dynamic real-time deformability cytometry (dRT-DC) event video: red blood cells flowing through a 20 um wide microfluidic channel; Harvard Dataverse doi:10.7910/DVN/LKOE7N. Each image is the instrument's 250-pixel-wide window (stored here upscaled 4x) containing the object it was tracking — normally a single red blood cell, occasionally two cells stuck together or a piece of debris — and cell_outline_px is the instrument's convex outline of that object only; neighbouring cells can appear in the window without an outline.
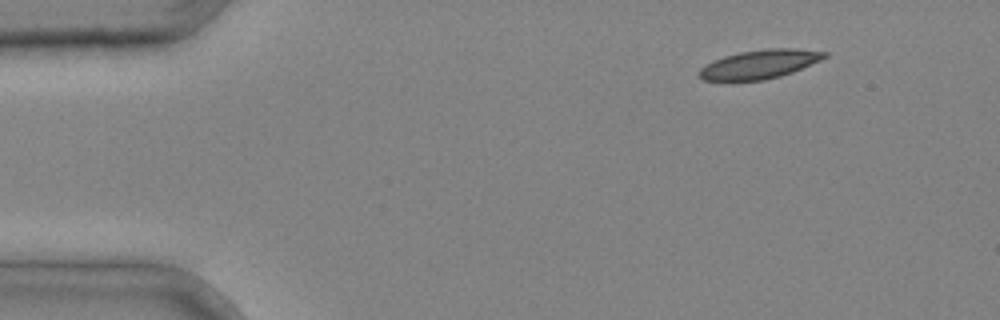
{"species": "common noctule bat (a hibernating species)", "species_latin": "Nyctalus noctula", "temperature_condition": "cold", "stored_images_in_passage": 2, "camera_frame_rate_fps": 3000, "um_per_image_px": 0.085, "animal": {"sex": "male", "body_mass_g": 20.4}, "frame": {"image": 1, "passage_image": 2, "time_ms": 0.333, "image_size_px": [1000, 320], "cell_outline_px": [[828, 56], [820, 60], [792, 72], [780, 76], [764, 80], [704, 80], [696, 72], [704, 64], [712, 60], [724, 56], [740, 52], [768, 48], [796, 48], [828, 52]], "centroid_in_image_um": [64.55, 5.45], "position_along_channel_um": 20.5, "area_um2": 21.04}}